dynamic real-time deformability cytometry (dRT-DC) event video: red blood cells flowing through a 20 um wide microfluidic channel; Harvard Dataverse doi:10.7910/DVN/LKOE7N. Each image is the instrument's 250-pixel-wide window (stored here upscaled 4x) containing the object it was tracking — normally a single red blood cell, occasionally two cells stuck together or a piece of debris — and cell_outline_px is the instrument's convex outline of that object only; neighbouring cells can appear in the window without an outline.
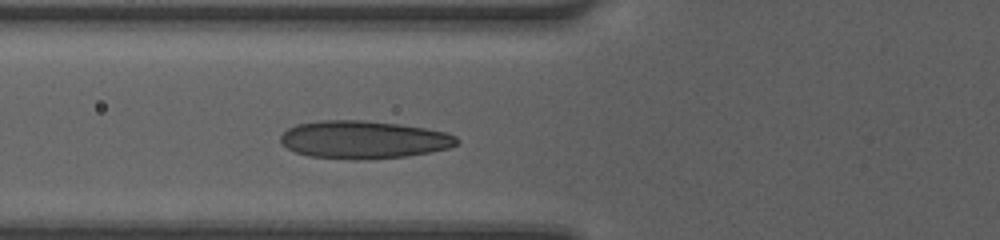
{"species": "human", "species_latin": "Homo sapiens", "temperature_condition": "room temperature", "stored_images_in_passage": 8, "camera_frame_rate_fps": 3000, "um_per_image_px": 0.085, "donor": {"sex": "female"}, "frame": {"image": 1, "passage_image": 6, "time_ms": 1.667, "image_size_px": [1000, 240], "cell_outline_px": [[460, 140], [456, 144], [448, 148], [428, 152], [404, 156], [356, 160], [308, 156], [296, 152], [288, 148], [280, 140], [280, 136], [288, 128], [296, 124], [320, 120], [364, 120], [400, 124], [424, 128], [444, 132], [456, 136]], "centroid_in_image_um": [30.87, 11.86], "position_along_channel_um": 94.9, "area_um2": 38.67}}
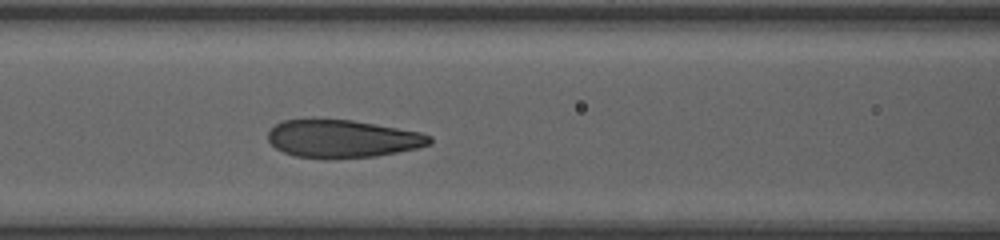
{"frame": {"image": 2, "passage_image": 8, "time_ms": 2.333, "image_size_px": [1000, 240], "cell_outline_px": [[432, 144], [416, 148], [376, 156], [328, 160], [324, 160], [296, 156], [284, 152], [276, 148], [268, 140], [268, 132], [276, 124], [284, 120], [352, 120], [420, 132], [432, 136]], "centroid_in_image_um": [29.11, 11.82], "position_along_channel_um": 137.5, "area_um2": 35.6}}